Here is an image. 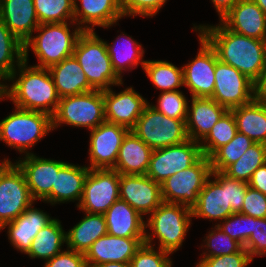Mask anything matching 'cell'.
I'll return each mask as SVG.
<instances>
[{"label": "cell", "instance_id": "1", "mask_svg": "<svg viewBox=\"0 0 266 267\" xmlns=\"http://www.w3.org/2000/svg\"><path fill=\"white\" fill-rule=\"evenodd\" d=\"M214 48L220 61L233 66L255 84L260 80L266 60V40L247 37L227 29L221 22L192 28Z\"/></svg>", "mask_w": 266, "mask_h": 267}, {"label": "cell", "instance_id": "2", "mask_svg": "<svg viewBox=\"0 0 266 267\" xmlns=\"http://www.w3.org/2000/svg\"><path fill=\"white\" fill-rule=\"evenodd\" d=\"M17 69L18 72L15 70L7 79L13 80V84L9 87L3 83V98H10L17 108L40 111L53 116L58 108L60 97L49 69L28 67V62L24 60ZM16 75L19 77L16 78Z\"/></svg>", "mask_w": 266, "mask_h": 267}, {"label": "cell", "instance_id": "3", "mask_svg": "<svg viewBox=\"0 0 266 267\" xmlns=\"http://www.w3.org/2000/svg\"><path fill=\"white\" fill-rule=\"evenodd\" d=\"M71 32L68 23L40 24L37 36H30L24 43V61H28L29 46L39 63L34 65L49 69L65 58L73 56L78 37L83 30L76 25ZM71 32V33H70Z\"/></svg>", "mask_w": 266, "mask_h": 267}, {"label": "cell", "instance_id": "4", "mask_svg": "<svg viewBox=\"0 0 266 267\" xmlns=\"http://www.w3.org/2000/svg\"><path fill=\"white\" fill-rule=\"evenodd\" d=\"M73 56L95 90H108L123 84L114 71L105 41L95 31H83L76 42Z\"/></svg>", "mask_w": 266, "mask_h": 267}, {"label": "cell", "instance_id": "5", "mask_svg": "<svg viewBox=\"0 0 266 267\" xmlns=\"http://www.w3.org/2000/svg\"><path fill=\"white\" fill-rule=\"evenodd\" d=\"M145 222V244L151 246L153 238L159 239V249L169 253L176 252L184 241L190 227L192 209L179 203L162 202ZM148 222V223H147ZM154 235V237H152Z\"/></svg>", "mask_w": 266, "mask_h": 267}, {"label": "cell", "instance_id": "6", "mask_svg": "<svg viewBox=\"0 0 266 267\" xmlns=\"http://www.w3.org/2000/svg\"><path fill=\"white\" fill-rule=\"evenodd\" d=\"M53 130L52 116L32 110L15 108L10 115L0 121V140L9 147L29 155L30 149Z\"/></svg>", "mask_w": 266, "mask_h": 267}, {"label": "cell", "instance_id": "7", "mask_svg": "<svg viewBox=\"0 0 266 267\" xmlns=\"http://www.w3.org/2000/svg\"><path fill=\"white\" fill-rule=\"evenodd\" d=\"M52 121L53 129L64 123L89 130L96 128L105 121L104 91L93 90L60 98Z\"/></svg>", "mask_w": 266, "mask_h": 267}, {"label": "cell", "instance_id": "8", "mask_svg": "<svg viewBox=\"0 0 266 267\" xmlns=\"http://www.w3.org/2000/svg\"><path fill=\"white\" fill-rule=\"evenodd\" d=\"M186 119H175L156 111L148 103L131 130L153 150L188 140Z\"/></svg>", "mask_w": 266, "mask_h": 267}, {"label": "cell", "instance_id": "9", "mask_svg": "<svg viewBox=\"0 0 266 267\" xmlns=\"http://www.w3.org/2000/svg\"><path fill=\"white\" fill-rule=\"evenodd\" d=\"M0 166V228L34 203L23 171L4 159Z\"/></svg>", "mask_w": 266, "mask_h": 267}, {"label": "cell", "instance_id": "10", "mask_svg": "<svg viewBox=\"0 0 266 267\" xmlns=\"http://www.w3.org/2000/svg\"><path fill=\"white\" fill-rule=\"evenodd\" d=\"M211 173L210 159L203 155L193 166L170 176L161 184L162 200L192 208Z\"/></svg>", "mask_w": 266, "mask_h": 267}, {"label": "cell", "instance_id": "11", "mask_svg": "<svg viewBox=\"0 0 266 267\" xmlns=\"http://www.w3.org/2000/svg\"><path fill=\"white\" fill-rule=\"evenodd\" d=\"M215 88L212 99L227 110L250 103L257 97L256 84L216 54Z\"/></svg>", "mask_w": 266, "mask_h": 267}, {"label": "cell", "instance_id": "12", "mask_svg": "<svg viewBox=\"0 0 266 267\" xmlns=\"http://www.w3.org/2000/svg\"><path fill=\"white\" fill-rule=\"evenodd\" d=\"M203 156L200 143L191 139L152 151L147 176L162 184L170 176L193 166Z\"/></svg>", "mask_w": 266, "mask_h": 267}, {"label": "cell", "instance_id": "13", "mask_svg": "<svg viewBox=\"0 0 266 267\" xmlns=\"http://www.w3.org/2000/svg\"><path fill=\"white\" fill-rule=\"evenodd\" d=\"M120 174L113 169H90L77 207L90 214H105L119 199Z\"/></svg>", "mask_w": 266, "mask_h": 267}, {"label": "cell", "instance_id": "14", "mask_svg": "<svg viewBox=\"0 0 266 267\" xmlns=\"http://www.w3.org/2000/svg\"><path fill=\"white\" fill-rule=\"evenodd\" d=\"M200 50L196 57L183 67L184 86L192 97L211 98L215 88L216 52L208 41L198 35Z\"/></svg>", "mask_w": 266, "mask_h": 267}, {"label": "cell", "instance_id": "15", "mask_svg": "<svg viewBox=\"0 0 266 267\" xmlns=\"http://www.w3.org/2000/svg\"><path fill=\"white\" fill-rule=\"evenodd\" d=\"M129 131L124 126L107 121L90 130L89 169H113L120 146Z\"/></svg>", "mask_w": 266, "mask_h": 267}, {"label": "cell", "instance_id": "16", "mask_svg": "<svg viewBox=\"0 0 266 267\" xmlns=\"http://www.w3.org/2000/svg\"><path fill=\"white\" fill-rule=\"evenodd\" d=\"M15 163L25 175L32 198L52 205V187H55L56 175L67 162L40 158L30 153Z\"/></svg>", "mask_w": 266, "mask_h": 267}, {"label": "cell", "instance_id": "17", "mask_svg": "<svg viewBox=\"0 0 266 267\" xmlns=\"http://www.w3.org/2000/svg\"><path fill=\"white\" fill-rule=\"evenodd\" d=\"M210 177H214V180ZM210 177L199 193L197 203L191 208L192 217L221 222L234 213L229 205L228 176L212 171Z\"/></svg>", "mask_w": 266, "mask_h": 267}, {"label": "cell", "instance_id": "18", "mask_svg": "<svg viewBox=\"0 0 266 267\" xmlns=\"http://www.w3.org/2000/svg\"><path fill=\"white\" fill-rule=\"evenodd\" d=\"M119 199L142 216L155 211L163 202L161 184L145 175L120 174Z\"/></svg>", "mask_w": 266, "mask_h": 267}, {"label": "cell", "instance_id": "19", "mask_svg": "<svg viewBox=\"0 0 266 267\" xmlns=\"http://www.w3.org/2000/svg\"><path fill=\"white\" fill-rule=\"evenodd\" d=\"M145 237H118L108 233L98 238L85 253L87 267L107 262H130Z\"/></svg>", "mask_w": 266, "mask_h": 267}, {"label": "cell", "instance_id": "20", "mask_svg": "<svg viewBox=\"0 0 266 267\" xmlns=\"http://www.w3.org/2000/svg\"><path fill=\"white\" fill-rule=\"evenodd\" d=\"M105 121L124 126L132 130L143 109L148 104L147 100L139 93L128 87L119 93L111 88L104 90Z\"/></svg>", "mask_w": 266, "mask_h": 267}, {"label": "cell", "instance_id": "21", "mask_svg": "<svg viewBox=\"0 0 266 267\" xmlns=\"http://www.w3.org/2000/svg\"><path fill=\"white\" fill-rule=\"evenodd\" d=\"M76 1H74V22L83 31H94L95 26L109 28L124 17L121 0H78L80 7Z\"/></svg>", "mask_w": 266, "mask_h": 267}, {"label": "cell", "instance_id": "22", "mask_svg": "<svg viewBox=\"0 0 266 267\" xmlns=\"http://www.w3.org/2000/svg\"><path fill=\"white\" fill-rule=\"evenodd\" d=\"M220 22L238 34L266 40V14L251 0H239Z\"/></svg>", "mask_w": 266, "mask_h": 267}, {"label": "cell", "instance_id": "23", "mask_svg": "<svg viewBox=\"0 0 266 267\" xmlns=\"http://www.w3.org/2000/svg\"><path fill=\"white\" fill-rule=\"evenodd\" d=\"M226 111L212 98L192 97L185 122L188 139L200 143Z\"/></svg>", "mask_w": 266, "mask_h": 267}, {"label": "cell", "instance_id": "24", "mask_svg": "<svg viewBox=\"0 0 266 267\" xmlns=\"http://www.w3.org/2000/svg\"><path fill=\"white\" fill-rule=\"evenodd\" d=\"M0 20L22 43L40 25L34 0H0Z\"/></svg>", "mask_w": 266, "mask_h": 267}, {"label": "cell", "instance_id": "25", "mask_svg": "<svg viewBox=\"0 0 266 267\" xmlns=\"http://www.w3.org/2000/svg\"><path fill=\"white\" fill-rule=\"evenodd\" d=\"M33 205L28 207L21 215L16 219H13L11 222L4 224L0 230L8 228V239L12 246L26 253L31 246V242L36 237V234L42 229L45 225L51 222L54 218H51L49 214L33 208Z\"/></svg>", "mask_w": 266, "mask_h": 267}, {"label": "cell", "instance_id": "26", "mask_svg": "<svg viewBox=\"0 0 266 267\" xmlns=\"http://www.w3.org/2000/svg\"><path fill=\"white\" fill-rule=\"evenodd\" d=\"M107 233L118 237H145L144 217L124 200L118 199L104 214Z\"/></svg>", "mask_w": 266, "mask_h": 267}, {"label": "cell", "instance_id": "27", "mask_svg": "<svg viewBox=\"0 0 266 267\" xmlns=\"http://www.w3.org/2000/svg\"><path fill=\"white\" fill-rule=\"evenodd\" d=\"M153 149L131 130L123 139L113 170L124 175H145Z\"/></svg>", "mask_w": 266, "mask_h": 267}, {"label": "cell", "instance_id": "28", "mask_svg": "<svg viewBox=\"0 0 266 267\" xmlns=\"http://www.w3.org/2000/svg\"><path fill=\"white\" fill-rule=\"evenodd\" d=\"M60 98L95 90L74 56L65 58L49 68Z\"/></svg>", "mask_w": 266, "mask_h": 267}, {"label": "cell", "instance_id": "29", "mask_svg": "<svg viewBox=\"0 0 266 267\" xmlns=\"http://www.w3.org/2000/svg\"><path fill=\"white\" fill-rule=\"evenodd\" d=\"M237 132L245 134L254 143L266 145V97H256L250 103L231 109Z\"/></svg>", "mask_w": 266, "mask_h": 267}, {"label": "cell", "instance_id": "30", "mask_svg": "<svg viewBox=\"0 0 266 267\" xmlns=\"http://www.w3.org/2000/svg\"><path fill=\"white\" fill-rule=\"evenodd\" d=\"M89 167L66 163L58 172L55 187H52V205L82 198L84 183Z\"/></svg>", "mask_w": 266, "mask_h": 267}, {"label": "cell", "instance_id": "31", "mask_svg": "<svg viewBox=\"0 0 266 267\" xmlns=\"http://www.w3.org/2000/svg\"><path fill=\"white\" fill-rule=\"evenodd\" d=\"M85 215L79 223L66 232L67 248L84 254L98 238L107 234L104 214L85 212Z\"/></svg>", "mask_w": 266, "mask_h": 267}, {"label": "cell", "instance_id": "32", "mask_svg": "<svg viewBox=\"0 0 266 267\" xmlns=\"http://www.w3.org/2000/svg\"><path fill=\"white\" fill-rule=\"evenodd\" d=\"M67 243L66 232L60 220L53 219L36 234L31 246L25 253L30 258H41L45 261L61 252V246Z\"/></svg>", "mask_w": 266, "mask_h": 267}, {"label": "cell", "instance_id": "33", "mask_svg": "<svg viewBox=\"0 0 266 267\" xmlns=\"http://www.w3.org/2000/svg\"><path fill=\"white\" fill-rule=\"evenodd\" d=\"M121 33L122 35L120 34L116 39L117 41L113 42V44L110 45L107 41L105 43L112 67L116 74L122 79L123 70L126 71L127 68L132 70V68L138 66L139 63H141L142 68H144L146 61L142 58L145 52L142 49V45L134 41L132 37H128L123 32ZM124 35L127 37L123 38Z\"/></svg>", "mask_w": 266, "mask_h": 267}, {"label": "cell", "instance_id": "34", "mask_svg": "<svg viewBox=\"0 0 266 267\" xmlns=\"http://www.w3.org/2000/svg\"><path fill=\"white\" fill-rule=\"evenodd\" d=\"M23 60V43L0 20V80H7Z\"/></svg>", "mask_w": 266, "mask_h": 267}, {"label": "cell", "instance_id": "35", "mask_svg": "<svg viewBox=\"0 0 266 267\" xmlns=\"http://www.w3.org/2000/svg\"><path fill=\"white\" fill-rule=\"evenodd\" d=\"M144 71L155 87L162 92L177 91L184 86L183 67L162 60H146Z\"/></svg>", "mask_w": 266, "mask_h": 267}, {"label": "cell", "instance_id": "36", "mask_svg": "<svg viewBox=\"0 0 266 267\" xmlns=\"http://www.w3.org/2000/svg\"><path fill=\"white\" fill-rule=\"evenodd\" d=\"M266 163V145L254 143L239 160L229 165L223 173L229 178L248 183L253 172Z\"/></svg>", "mask_w": 266, "mask_h": 267}, {"label": "cell", "instance_id": "37", "mask_svg": "<svg viewBox=\"0 0 266 267\" xmlns=\"http://www.w3.org/2000/svg\"><path fill=\"white\" fill-rule=\"evenodd\" d=\"M237 133V124L231 110H227L200 142L202 154L210 157L218 148L228 144Z\"/></svg>", "mask_w": 266, "mask_h": 267}, {"label": "cell", "instance_id": "38", "mask_svg": "<svg viewBox=\"0 0 266 267\" xmlns=\"http://www.w3.org/2000/svg\"><path fill=\"white\" fill-rule=\"evenodd\" d=\"M253 144L254 142L245 134L237 132L228 144L218 148L209 157L212 171L223 172L229 165L239 160Z\"/></svg>", "mask_w": 266, "mask_h": 267}, {"label": "cell", "instance_id": "39", "mask_svg": "<svg viewBox=\"0 0 266 267\" xmlns=\"http://www.w3.org/2000/svg\"><path fill=\"white\" fill-rule=\"evenodd\" d=\"M34 7L40 24L75 23L73 0H34Z\"/></svg>", "mask_w": 266, "mask_h": 267}, {"label": "cell", "instance_id": "40", "mask_svg": "<svg viewBox=\"0 0 266 267\" xmlns=\"http://www.w3.org/2000/svg\"><path fill=\"white\" fill-rule=\"evenodd\" d=\"M213 229L204 240L206 244L204 243V246L202 247H206L205 249L208 250V252H203V257L229 255L239 252L243 248L239 242L223 232L217 225H215Z\"/></svg>", "mask_w": 266, "mask_h": 267}, {"label": "cell", "instance_id": "41", "mask_svg": "<svg viewBox=\"0 0 266 267\" xmlns=\"http://www.w3.org/2000/svg\"><path fill=\"white\" fill-rule=\"evenodd\" d=\"M157 102L158 105H151L156 111L171 118L187 119L188 101L179 90L162 92Z\"/></svg>", "mask_w": 266, "mask_h": 267}, {"label": "cell", "instance_id": "42", "mask_svg": "<svg viewBox=\"0 0 266 267\" xmlns=\"http://www.w3.org/2000/svg\"><path fill=\"white\" fill-rule=\"evenodd\" d=\"M217 226L244 247L252 233L253 217L233 213Z\"/></svg>", "mask_w": 266, "mask_h": 267}, {"label": "cell", "instance_id": "43", "mask_svg": "<svg viewBox=\"0 0 266 267\" xmlns=\"http://www.w3.org/2000/svg\"><path fill=\"white\" fill-rule=\"evenodd\" d=\"M154 245L143 243L142 246L136 251L130 263L132 267H172L169 252L155 250Z\"/></svg>", "mask_w": 266, "mask_h": 267}, {"label": "cell", "instance_id": "44", "mask_svg": "<svg viewBox=\"0 0 266 267\" xmlns=\"http://www.w3.org/2000/svg\"><path fill=\"white\" fill-rule=\"evenodd\" d=\"M253 259L243 247L239 252L217 257H202L196 267H247Z\"/></svg>", "mask_w": 266, "mask_h": 267}, {"label": "cell", "instance_id": "45", "mask_svg": "<svg viewBox=\"0 0 266 267\" xmlns=\"http://www.w3.org/2000/svg\"><path fill=\"white\" fill-rule=\"evenodd\" d=\"M167 0H121L124 16L153 17L164 6Z\"/></svg>", "mask_w": 266, "mask_h": 267}, {"label": "cell", "instance_id": "46", "mask_svg": "<svg viewBox=\"0 0 266 267\" xmlns=\"http://www.w3.org/2000/svg\"><path fill=\"white\" fill-rule=\"evenodd\" d=\"M244 248L252 259L266 256V218H253L252 233Z\"/></svg>", "mask_w": 266, "mask_h": 267}, {"label": "cell", "instance_id": "47", "mask_svg": "<svg viewBox=\"0 0 266 267\" xmlns=\"http://www.w3.org/2000/svg\"><path fill=\"white\" fill-rule=\"evenodd\" d=\"M239 213L253 218H266V195L248 186L244 203Z\"/></svg>", "mask_w": 266, "mask_h": 267}, {"label": "cell", "instance_id": "48", "mask_svg": "<svg viewBox=\"0 0 266 267\" xmlns=\"http://www.w3.org/2000/svg\"><path fill=\"white\" fill-rule=\"evenodd\" d=\"M44 267H87L85 254L67 248L45 261Z\"/></svg>", "mask_w": 266, "mask_h": 267}, {"label": "cell", "instance_id": "49", "mask_svg": "<svg viewBox=\"0 0 266 267\" xmlns=\"http://www.w3.org/2000/svg\"><path fill=\"white\" fill-rule=\"evenodd\" d=\"M248 183L228 177L229 205L234 213L242 209Z\"/></svg>", "mask_w": 266, "mask_h": 267}, {"label": "cell", "instance_id": "50", "mask_svg": "<svg viewBox=\"0 0 266 267\" xmlns=\"http://www.w3.org/2000/svg\"><path fill=\"white\" fill-rule=\"evenodd\" d=\"M248 185L266 195V163L253 172Z\"/></svg>", "mask_w": 266, "mask_h": 267}, {"label": "cell", "instance_id": "51", "mask_svg": "<svg viewBox=\"0 0 266 267\" xmlns=\"http://www.w3.org/2000/svg\"><path fill=\"white\" fill-rule=\"evenodd\" d=\"M220 20L236 5L239 0H211Z\"/></svg>", "mask_w": 266, "mask_h": 267}, {"label": "cell", "instance_id": "52", "mask_svg": "<svg viewBox=\"0 0 266 267\" xmlns=\"http://www.w3.org/2000/svg\"><path fill=\"white\" fill-rule=\"evenodd\" d=\"M257 97H266V60L260 80L256 84Z\"/></svg>", "mask_w": 266, "mask_h": 267}, {"label": "cell", "instance_id": "53", "mask_svg": "<svg viewBox=\"0 0 266 267\" xmlns=\"http://www.w3.org/2000/svg\"><path fill=\"white\" fill-rule=\"evenodd\" d=\"M96 267H132L130 262H107L100 265H97Z\"/></svg>", "mask_w": 266, "mask_h": 267}, {"label": "cell", "instance_id": "54", "mask_svg": "<svg viewBox=\"0 0 266 267\" xmlns=\"http://www.w3.org/2000/svg\"><path fill=\"white\" fill-rule=\"evenodd\" d=\"M266 14V0H251Z\"/></svg>", "mask_w": 266, "mask_h": 267}, {"label": "cell", "instance_id": "55", "mask_svg": "<svg viewBox=\"0 0 266 267\" xmlns=\"http://www.w3.org/2000/svg\"><path fill=\"white\" fill-rule=\"evenodd\" d=\"M2 87H3V82H0V100L3 99Z\"/></svg>", "mask_w": 266, "mask_h": 267}]
</instances>
